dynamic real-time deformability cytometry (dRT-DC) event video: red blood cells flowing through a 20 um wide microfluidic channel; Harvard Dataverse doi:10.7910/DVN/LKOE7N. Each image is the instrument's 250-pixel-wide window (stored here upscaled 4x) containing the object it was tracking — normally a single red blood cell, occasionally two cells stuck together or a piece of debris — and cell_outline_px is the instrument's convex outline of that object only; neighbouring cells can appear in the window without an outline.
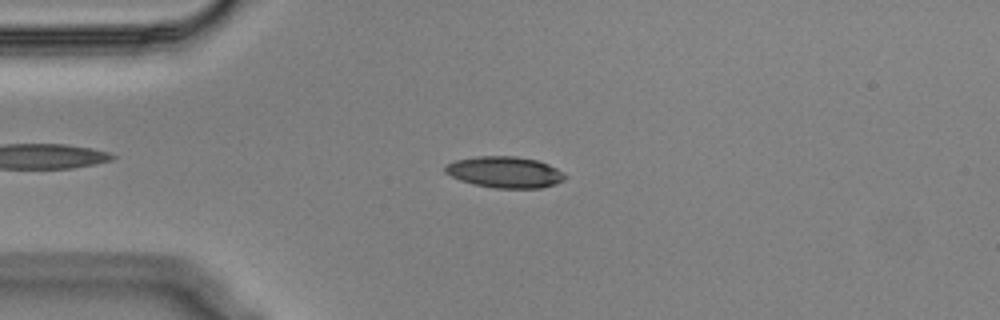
{"species": "Egyptian fruit bat (a non-hibernating species)", "species_latin": "Rousettus aegyptiacus", "temperature_condition": "cold", "stored_images_in_passage": 46, "camera_frame_rate_fps": 3000, "um_per_image_px": 0.085, "animal": {"sex": "male"}, "frame": {"image": 1, "passage_image": 4, "time_ms": 1.0, "image_size_px": [1000, 320], "cell_outline_px": [[568, 176], [564, 180], [556, 184], [540, 188], [496, 188], [472, 184], [460, 180], [444, 172], [444, 168], [448, 164], [456, 160], [480, 156], [516, 156], [536, 160], [548, 164], [564, 172]], "centroid_in_image_um": [42.94, 14.64], "position_along_channel_um": 42.1, "area_um2": 21.85}}
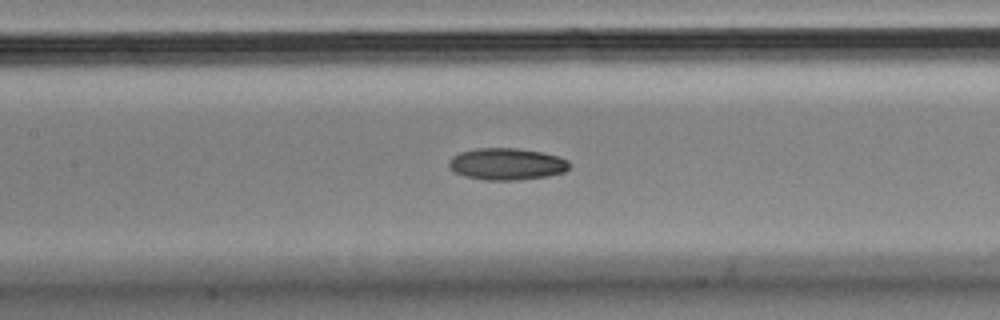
{"frame": {"image": 2, "passage_image": 16, "time_ms": 5.0, "image_size_px": [1000, 320], "cell_outline_px": [[568, 168], [564, 172], [548, 176], [516, 180], [484, 180], [464, 176], [456, 172], [448, 164], [448, 160], [452, 156], [460, 152], [476, 148], [516, 148], [540, 152], [560, 156], [568, 160]], "centroid_in_image_um": [43.06, 13.94], "position_along_channel_um": 164.3, "area_um2": 22.31}}
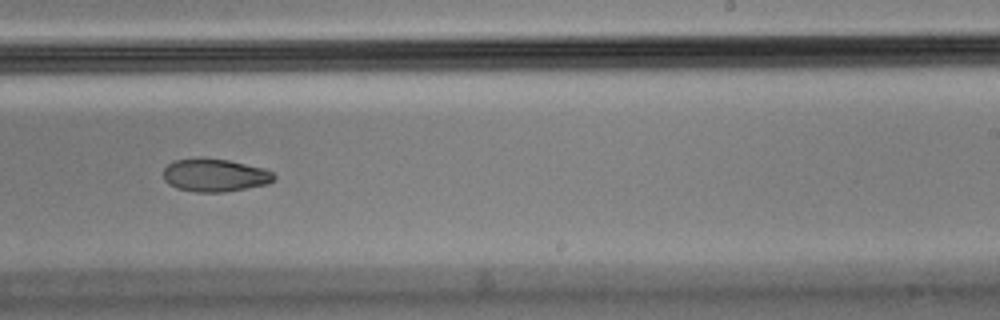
{"frame": {"image": 3, "passage_image": 25, "time_ms": 8.0, "image_size_px": [1000, 320], "cell_outline_px": [[276, 176], [268, 184], [224, 192], [196, 192], [176, 188], [168, 184], [164, 180], [164, 168], [172, 160], [200, 156], [228, 160], [264, 168], [272, 172]], "centroid_in_image_um": [18.22, 14.87], "position_along_channel_um": 270.8, "area_um2": 21.56}, "authors_computed_cell_mechanics": {"area_um2": 22.3397, "velocity_mm_per_s": 3.558, "shape_relaxation_time_tau1_ms": 10.6109, "shape_relaxation_time_tau2_ms": null, "deformation_change_tau1": 0.1893, "deformation_change_tau2": null}}